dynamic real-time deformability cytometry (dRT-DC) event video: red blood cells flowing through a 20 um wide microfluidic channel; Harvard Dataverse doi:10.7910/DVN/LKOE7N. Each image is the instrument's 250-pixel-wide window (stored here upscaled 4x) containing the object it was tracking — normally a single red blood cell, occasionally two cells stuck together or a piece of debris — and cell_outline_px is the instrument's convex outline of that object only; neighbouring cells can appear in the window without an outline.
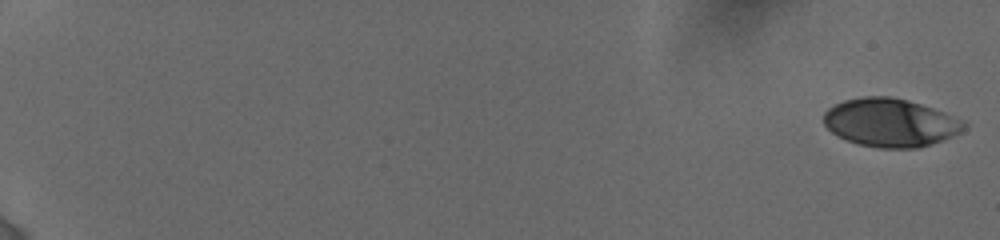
{"species": "human", "species_latin": "Homo sapiens", "temperature_condition": "cold", "stored_images_in_passage": 26, "camera_frame_rate_fps": 3000, "um_per_image_px": 0.085, "donor": {"sex": "female"}, "frame": {"image": 1, "passage_image": 1, "time_ms": 0.0, "image_size_px": [1000, 240], "cell_outline_px": [[968, 124], [960, 132], [952, 136], [932, 144], [920, 148], [880, 148], [860, 144], [836, 136], [824, 124], [824, 112], [828, 108], [844, 100], [864, 96], [888, 96], [920, 104], [944, 112], [964, 120]], "centroid_in_image_um": [75.68, 10.43], "position_along_channel_um": 9.3, "area_um2": 39.3}}
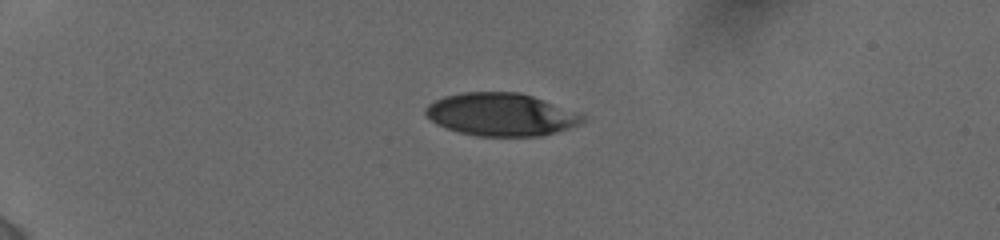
{"frame": {"image": 2, "passage_image": 25, "time_ms": 5.0, "image_size_px": [1000, 240], "cell_outline_px": [[584, 120], [580, 124], [544, 136], [480, 136], [460, 132], [436, 124], [424, 112], [424, 108], [428, 104], [444, 96], [460, 92], [520, 92], [584, 112]], "centroid_in_image_um": [42.65, 9.72], "position_along_channel_um": 42.3, "area_um2": 39.48}}